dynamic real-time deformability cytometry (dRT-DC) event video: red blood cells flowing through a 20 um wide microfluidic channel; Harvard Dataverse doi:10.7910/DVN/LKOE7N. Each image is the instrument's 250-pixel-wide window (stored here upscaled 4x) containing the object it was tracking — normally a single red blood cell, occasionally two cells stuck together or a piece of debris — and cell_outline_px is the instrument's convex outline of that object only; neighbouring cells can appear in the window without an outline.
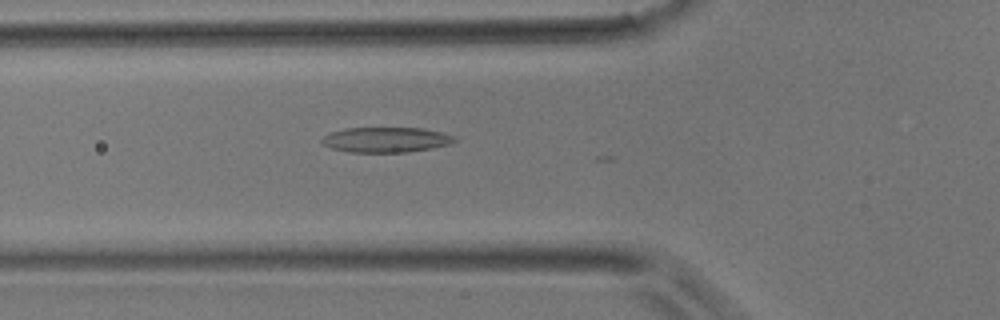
{"species": "common noctule bat (a hibernating species)", "species_latin": "Nyctalus noctula", "temperature_condition": "room temperature", "stored_images_in_passage": 5, "camera_frame_rate_fps": 3000, "um_per_image_px": 0.085, "animal": {"sex": "male", "body_mass_g": 17.9}, "frame": {"image": 1, "passage_image": 5, "time_ms": 1.333, "image_size_px": [1000, 320], "cell_outline_px": [[456, 140], [452, 144], [432, 148], [408, 152], [348, 152], [332, 148], [324, 144], [320, 140], [324, 136], [332, 132], [344, 128], [424, 128], [456, 136]], "centroid_in_image_um": [32.84, 11.88], "position_along_channel_um": 93.0, "area_um2": 19.48}}